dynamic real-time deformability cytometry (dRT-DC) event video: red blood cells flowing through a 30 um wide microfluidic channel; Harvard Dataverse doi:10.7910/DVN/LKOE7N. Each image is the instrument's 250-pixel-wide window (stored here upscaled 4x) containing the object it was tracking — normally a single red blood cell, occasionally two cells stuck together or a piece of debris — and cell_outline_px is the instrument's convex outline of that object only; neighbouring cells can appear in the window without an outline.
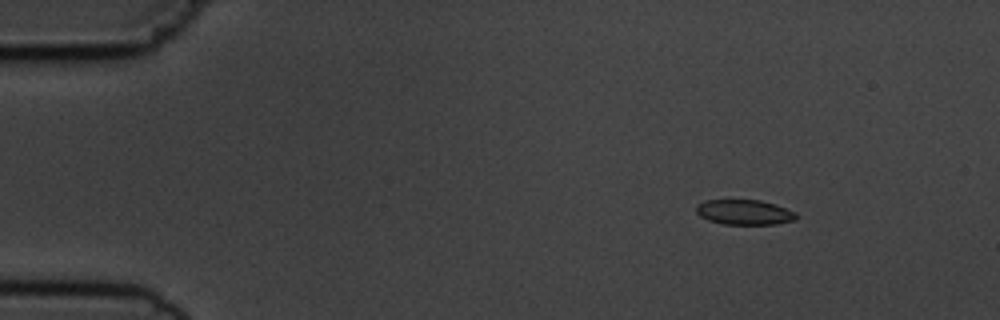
{"species": "common noctule bat (a hibernating species)", "species_latin": "Nyctalus noctula", "temperature_condition": "cold", "stored_images_in_passage": 9, "camera_frame_rate_fps": 3000, "um_per_image_px": 0.085, "animal": {"sex": "male", "body_mass_g": 19.5, "forearm_length_mm": 54.6}, "frame": {"image": 1, "passage_image": 3, "time_ms": 2.333, "image_size_px": [1000, 320], "cell_outline_px": [[800, 216], [796, 220], [776, 224], [724, 224], [708, 220], [700, 216], [696, 212], [696, 204], [704, 200], [760, 200], [776, 204], [796, 212]], "centroid_in_image_um": [63.3, 18.03], "position_along_channel_um": 21.7, "area_um2": 14.8}}
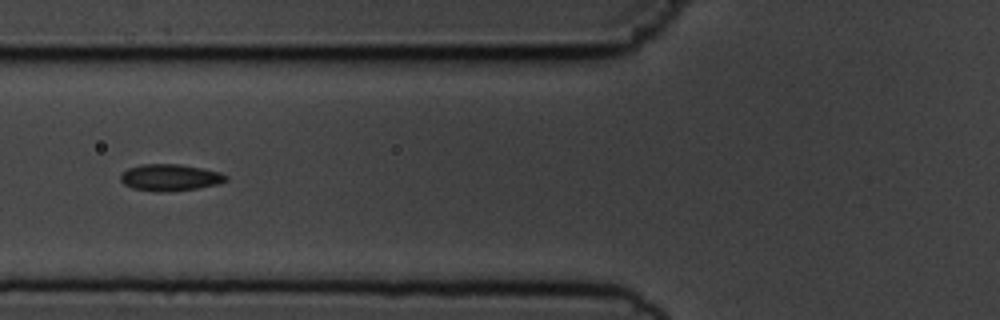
{"frame": {"image": 2, "passage_image": 7, "time_ms": 7.0, "image_size_px": [1000, 320], "cell_outline_px": [[228, 180], [216, 184], [196, 188], [168, 192], [156, 192], [132, 188], [124, 184], [120, 180], [120, 176], [128, 168], [140, 164], [180, 164], [204, 168], [220, 172], [228, 176]], "centroid_in_image_um": [14.45, 15.08], "position_along_channel_um": 111.3, "area_um2": 16.47}}
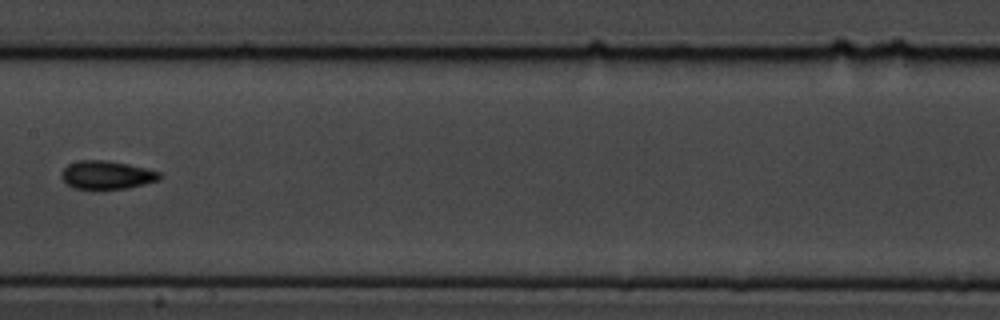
{"frame": {"image": 3, "passage_image": 9, "time_ms": 9.333, "image_size_px": [1000, 320], "cell_outline_px": [[164, 176], [160, 180], [128, 188], [72, 188], [60, 176], [60, 172], [68, 164], [80, 160], [104, 160], [128, 164], [160, 172]], "centroid_in_image_um": [9.09, 14.86], "position_along_channel_um": 198.3, "area_um2": 16.07}}